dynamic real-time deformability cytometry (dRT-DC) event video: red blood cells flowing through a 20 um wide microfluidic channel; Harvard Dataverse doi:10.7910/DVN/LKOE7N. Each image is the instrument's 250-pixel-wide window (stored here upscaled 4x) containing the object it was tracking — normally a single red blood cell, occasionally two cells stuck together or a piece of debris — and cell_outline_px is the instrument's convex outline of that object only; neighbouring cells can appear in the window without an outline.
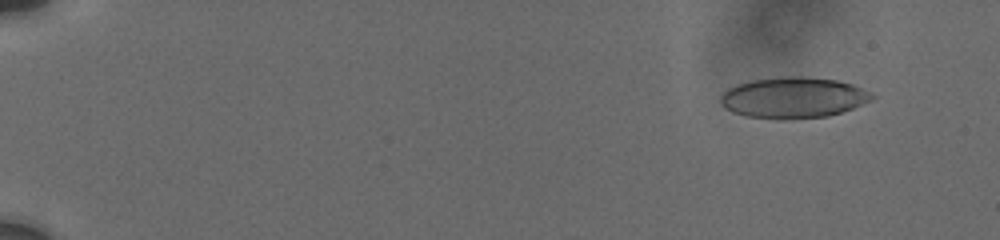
{"species": "human", "species_latin": "Homo sapiens", "temperature_condition": "cold", "stored_images_in_passage": 19, "camera_frame_rate_fps": 3000, "um_per_image_px": 0.085, "donor": {"sex": "male"}, "frame": {"image": 1, "passage_image": 7, "time_ms": 1.667, "image_size_px": [1000, 240], "cell_outline_px": [[876, 96], [872, 100], [852, 108], [828, 116], [784, 120], [780, 120], [744, 116], [732, 112], [724, 108], [720, 104], [720, 96], [728, 88], [736, 84], [752, 80], [780, 76], [800, 76], [836, 80], [852, 84]], "centroid_in_image_um": [67.37, 8.31], "position_along_channel_um": 17.6, "area_um2": 36.36}}